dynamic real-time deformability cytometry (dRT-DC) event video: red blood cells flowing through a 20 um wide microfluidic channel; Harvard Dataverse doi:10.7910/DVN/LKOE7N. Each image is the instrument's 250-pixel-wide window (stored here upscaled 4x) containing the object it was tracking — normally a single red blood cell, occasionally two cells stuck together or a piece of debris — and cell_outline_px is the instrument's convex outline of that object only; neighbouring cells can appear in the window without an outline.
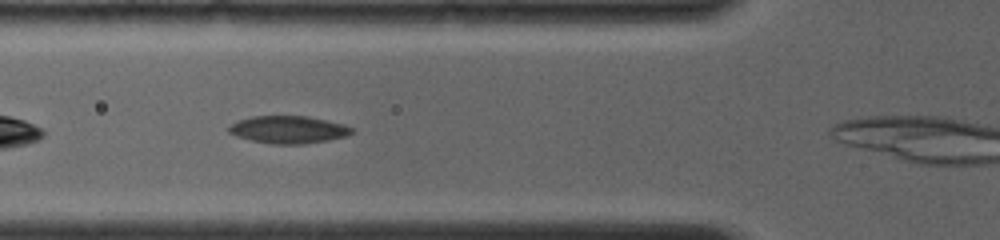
{"species": "common noctule bat (a hibernating species)", "species_latin": "Nyctalus noctula", "temperature_condition": "room temperature", "stored_images_in_passage": 38, "camera_frame_rate_fps": 4000, "um_per_image_px": 0.085, "animal": {"sex": "female", "body_mass_g": 19.0, "forearm_length_mm": 56.7}, "frame": {"image": 1, "passage_image": 7, "time_ms": 2.0, "image_size_px": [1000, 240], "cell_outline_px": [[352, 132], [348, 136], [328, 140], [304, 144], [272, 144], [252, 140], [236, 136], [228, 132], [228, 128], [232, 124], [240, 120], [252, 116], [308, 116], [344, 124], [352, 128]], "centroid_in_image_um": [24.53, 11.02], "position_along_channel_um": 101.3, "area_um2": 19.59}}
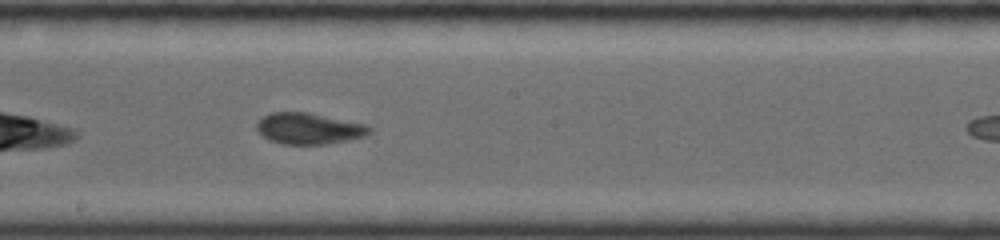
{"frame": {"image": 2, "passage_image": 18, "time_ms": 5.0, "image_size_px": [1000, 240], "cell_outline_px": [[372, 132], [364, 136], [348, 140], [328, 144], [284, 144], [268, 140], [256, 128], [256, 124], [264, 116], [272, 112], [308, 112], [368, 124], [372, 128]], "centroid_in_image_um": [26.3, 10.92], "position_along_channel_um": 221.9, "area_um2": 20.58}}
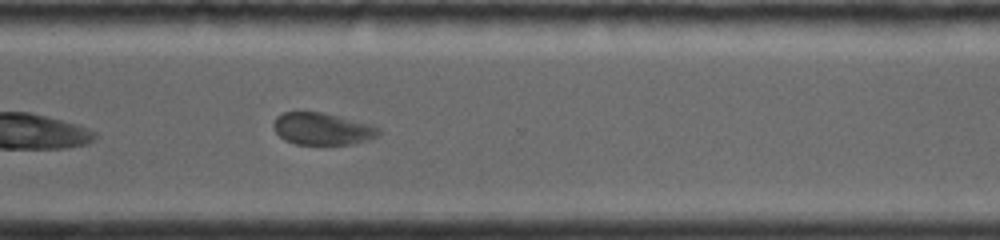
{"frame": {"image": 3, "passage_image": 29, "time_ms": 8.0, "image_size_px": [1000, 240], "cell_outline_px": [[380, 132], [376, 136], [368, 140], [352, 144], [296, 144], [284, 140], [276, 132], [272, 124], [276, 116], [284, 112], [320, 112], [368, 124], [380, 128]], "centroid_in_image_um": [27.35, 10.96], "position_along_channel_um": 343.3, "area_um2": 19.36}}